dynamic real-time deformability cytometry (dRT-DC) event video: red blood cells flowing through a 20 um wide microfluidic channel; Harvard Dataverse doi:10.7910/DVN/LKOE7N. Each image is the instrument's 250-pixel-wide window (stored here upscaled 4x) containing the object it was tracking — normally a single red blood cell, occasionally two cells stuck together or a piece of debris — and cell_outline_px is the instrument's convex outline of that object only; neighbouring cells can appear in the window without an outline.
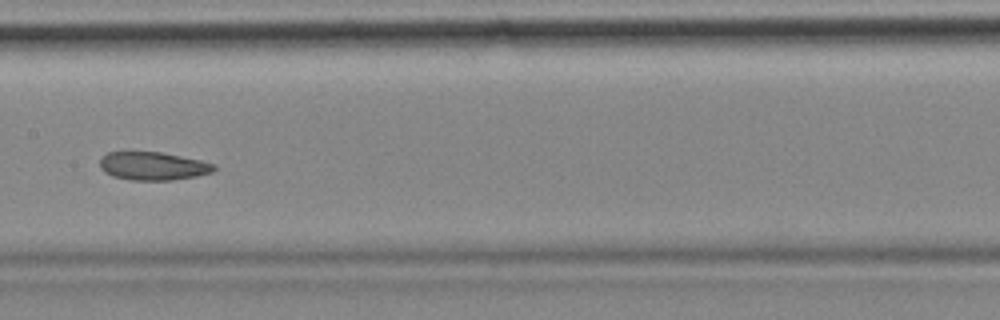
{"species": "common noctule bat (a hibernating species)", "species_latin": "Nyctalus noctula", "temperature_condition": "cold", "stored_images_in_passage": 14, "camera_frame_rate_fps": 3000, "um_per_image_px": 0.085, "animal": {"sex": "female", "body_mass_g": 18.4}, "frame": {"image": 1, "passage_image": 7, "time_ms": 2.0, "image_size_px": [1000, 320], "cell_outline_px": [[216, 168], [212, 172], [196, 176], [172, 180], [132, 180], [112, 176], [104, 172], [100, 168], [100, 160], [108, 152], [124, 148], [160, 152], [200, 160], [216, 164]], "centroid_in_image_um": [12.93, 14.07], "position_along_channel_um": 194.5, "area_um2": 19.42}}